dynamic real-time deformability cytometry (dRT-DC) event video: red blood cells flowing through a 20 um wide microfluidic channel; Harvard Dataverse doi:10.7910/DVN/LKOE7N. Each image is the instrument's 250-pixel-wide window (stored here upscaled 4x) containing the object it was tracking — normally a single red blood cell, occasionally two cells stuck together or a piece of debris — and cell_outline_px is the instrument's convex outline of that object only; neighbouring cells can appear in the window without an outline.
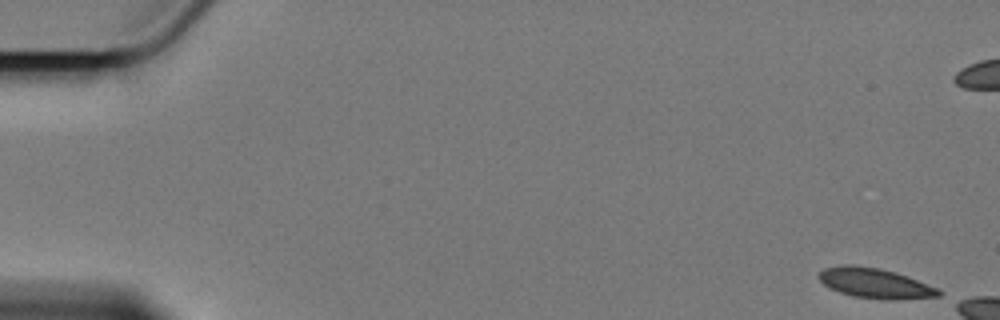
{"species": "Egyptian fruit bat (a non-hibernating species)", "species_latin": "Rousettus aegyptiacus", "temperature_condition": "cold", "stored_images_in_passage": 4, "camera_frame_rate_fps": 3000, "um_per_image_px": 0.085, "animal": {"sex": "female"}, "frame": {"image": 1, "passage_image": 1, "time_ms": 0.0, "image_size_px": [1000, 320], "cell_outline_px": [[944, 292], [940, 296], [892, 300], [888, 300], [856, 296], [840, 292], [828, 288], [820, 280], [820, 272], [824, 268], [844, 264], [852, 264], [880, 268], [896, 272], [940, 288]], "centroid_in_image_um": [74.43, 24.06], "position_along_channel_um": 10.6, "area_um2": 21.04}}